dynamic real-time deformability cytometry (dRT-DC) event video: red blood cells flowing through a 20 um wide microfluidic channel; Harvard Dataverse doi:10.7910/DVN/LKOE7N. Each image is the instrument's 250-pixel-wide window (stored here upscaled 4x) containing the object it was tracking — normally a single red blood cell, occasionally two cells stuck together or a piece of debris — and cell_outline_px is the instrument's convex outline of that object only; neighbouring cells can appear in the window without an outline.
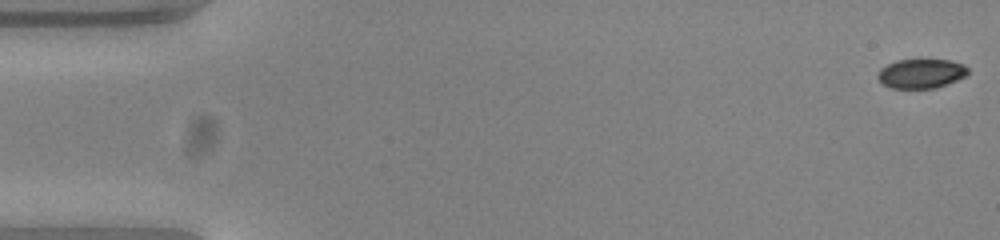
{"species": "common noctule bat (a hibernating species)", "species_latin": "Nyctalus noctula", "temperature_condition": "warm", "stored_images_in_passage": 53, "camera_frame_rate_fps": 3000, "um_per_image_px": 0.085, "animal": {"sex": "female", "body_mass_g": 23.0, "forearm_length_mm": 53.4}, "frame": {"image": 1, "passage_image": 1, "time_ms": 0.0, "image_size_px": [1000, 240], "cell_outline_px": [[968, 72], [964, 76], [956, 80], [936, 88], [892, 88], [884, 84], [876, 76], [880, 68], [896, 60], [948, 60], [964, 64], [968, 68]], "centroid_in_image_um": [78.28, 6.25], "position_along_channel_um": 6.7, "area_um2": 15.26}}
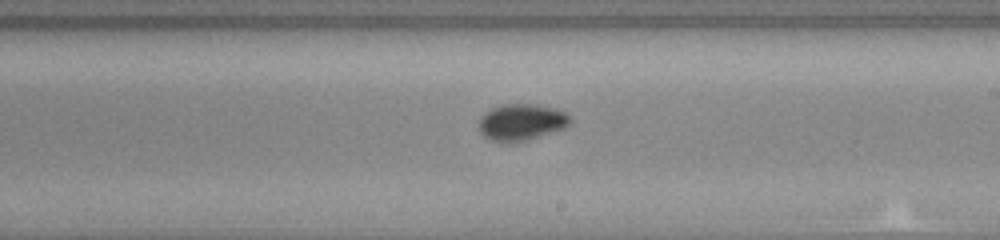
{"frame": {"image": 2, "passage_image": 31, "time_ms": 10.0, "image_size_px": [1000, 240], "cell_outline_px": [[572, 120], [564, 128], [536, 136], [520, 140], [492, 140], [484, 136], [480, 132], [480, 116], [484, 112], [492, 108], [504, 104], [532, 104], [560, 108], [568, 112], [572, 116]], "centroid_in_image_um": [44.37, 10.32], "position_along_channel_um": 244.6, "area_um2": 19.02}}
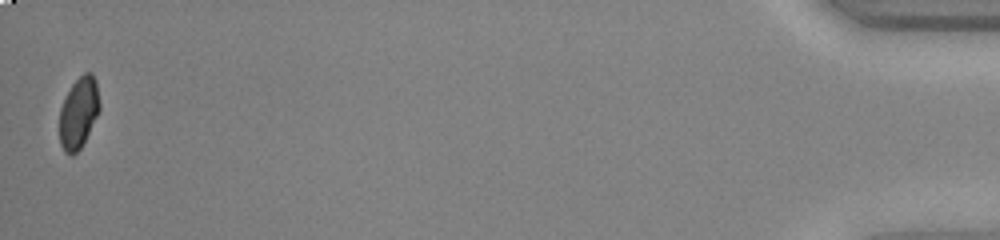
{"frame": {"image": 3, "passage_image": 53, "time_ms": 17.333, "image_size_px": [1000, 240], "cell_outline_px": [[100, 108], [80, 148], [72, 156], [64, 152], [60, 144], [60, 108], [72, 84], [84, 72], [92, 72], [96, 80], [100, 104]], "centroid_in_image_um": [6.68, 9.57], "position_along_channel_um": 428.5, "area_um2": 16.36}, "authors_computed_cell_mechanics": {"area_um2": 17.5712, "velocity_mm_per_s": 3.8465, "shape_relaxation_time_tau1_ms": 2.8173, "shape_relaxation_time_tau2_ms": null, "deformation_change_tau1": 0.111, "deformation_change_tau2": null}}